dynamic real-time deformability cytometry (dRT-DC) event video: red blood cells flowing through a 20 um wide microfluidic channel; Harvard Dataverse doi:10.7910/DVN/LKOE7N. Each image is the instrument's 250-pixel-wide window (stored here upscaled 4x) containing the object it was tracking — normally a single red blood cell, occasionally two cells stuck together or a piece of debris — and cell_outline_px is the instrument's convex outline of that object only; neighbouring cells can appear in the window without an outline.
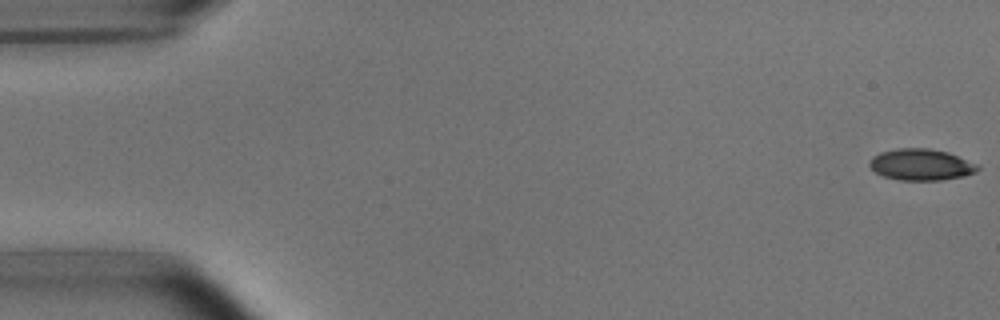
{"species": "common noctule bat (a hibernating species)", "species_latin": "Nyctalus noctula", "temperature_condition": "room temperature", "stored_images_in_passage": 52, "camera_frame_rate_fps": 3000, "um_per_image_px": 0.085, "animal": {"sex": "male", "body_mass_g": 15.6}, "frame": {"image": 1, "passage_image": 1, "time_ms": 0.0, "image_size_px": [1000, 320], "cell_outline_px": [[980, 168], [976, 172], [964, 176], [940, 180], [900, 180], [884, 176], [876, 172], [868, 164], [868, 160], [872, 156], [880, 152], [896, 148], [928, 148], [948, 152], [980, 164]], "centroid_in_image_um": [78.31, 13.98], "position_along_channel_um": 6.7, "area_um2": 20.0}}
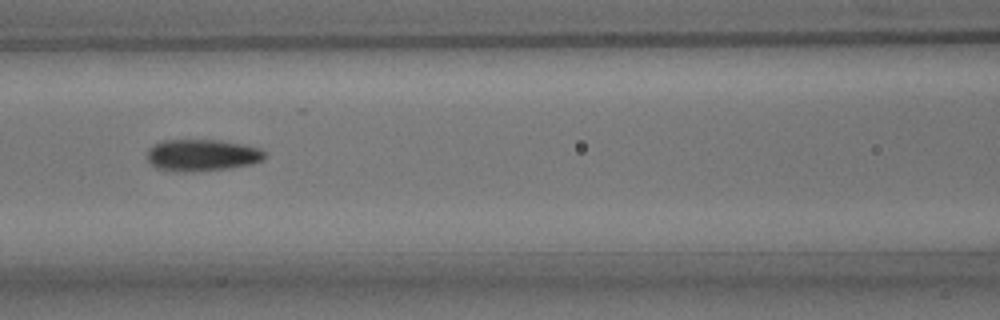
{"frame": {"image": 2, "passage_image": 23, "time_ms": 7.333, "image_size_px": [1000, 320], "cell_outline_px": [[264, 160], [252, 164], [228, 168], [192, 172], [172, 172], [156, 168], [148, 160], [148, 148], [160, 140], [220, 140], [244, 144], [260, 148], [264, 152]], "centroid_in_image_um": [17.15, 13.19], "position_along_channel_um": 149.4, "area_um2": 22.02}}
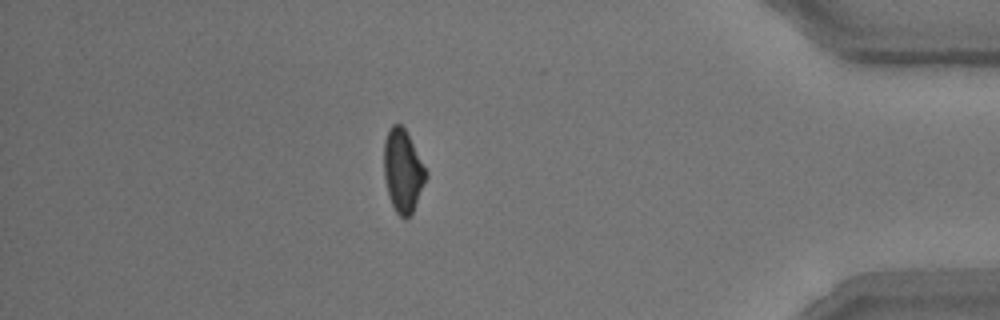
{"frame": {"image": 3, "passage_image": 46, "time_ms": 15.0, "image_size_px": [1000, 320], "cell_outline_px": [[428, 176], [412, 212], [404, 220], [396, 212], [392, 204], [388, 192], [384, 176], [384, 140], [388, 128], [392, 124], [400, 124], [404, 128], [428, 172]], "centroid_in_image_um": [34.24, 14.51], "position_along_channel_um": 401.0, "area_um2": 20.11}, "authors_computed_cell_mechanics": {"area_um2": 20.5479, "velocity_mm_per_s": 3.8076, "shape_relaxation_time_tau1_ms": 4.3252, "shape_relaxation_time_tau2_ms": 2.3236, "deformation_change_tau1": 0.131, "deformation_change_tau2": 0.0923}}